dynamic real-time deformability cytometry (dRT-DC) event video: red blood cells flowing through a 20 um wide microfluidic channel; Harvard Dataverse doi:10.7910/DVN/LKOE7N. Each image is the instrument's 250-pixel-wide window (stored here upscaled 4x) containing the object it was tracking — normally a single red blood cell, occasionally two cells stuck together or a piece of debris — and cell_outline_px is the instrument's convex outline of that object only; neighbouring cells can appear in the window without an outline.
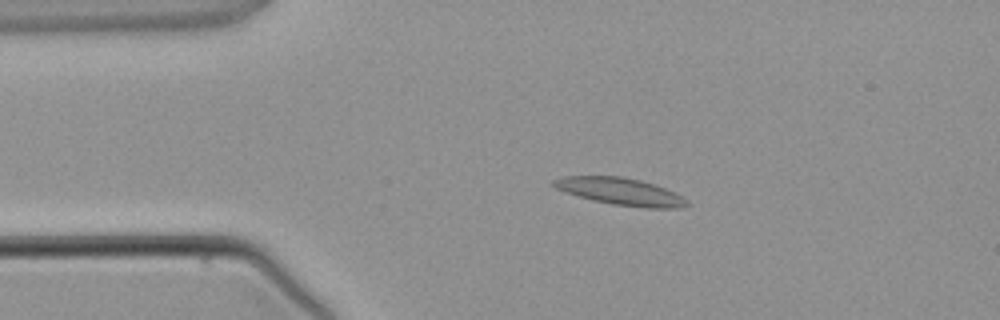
{"species": "common noctule bat (a hibernating species)", "species_latin": "Nyctalus noctula", "temperature_condition": "warm", "stored_images_in_passage": 3, "camera_frame_rate_fps": 3000, "um_per_image_px": 0.085, "animal": {"sex": "male", "body_mass_g": 21.5, "forearm_length_mm": 52.0}, "frame": {"image": 1, "passage_image": 2, "time_ms": 1.0, "image_size_px": [1000, 320], "cell_outline_px": [[692, 204], [684, 208], [648, 208], [612, 204], [592, 200], [564, 192], [556, 188], [552, 184], [552, 180], [564, 176], [624, 176], [640, 180], [676, 192], [688, 200]], "centroid_in_image_um": [52.78, 16.28], "position_along_channel_um": 32.2, "area_um2": 21.27}}